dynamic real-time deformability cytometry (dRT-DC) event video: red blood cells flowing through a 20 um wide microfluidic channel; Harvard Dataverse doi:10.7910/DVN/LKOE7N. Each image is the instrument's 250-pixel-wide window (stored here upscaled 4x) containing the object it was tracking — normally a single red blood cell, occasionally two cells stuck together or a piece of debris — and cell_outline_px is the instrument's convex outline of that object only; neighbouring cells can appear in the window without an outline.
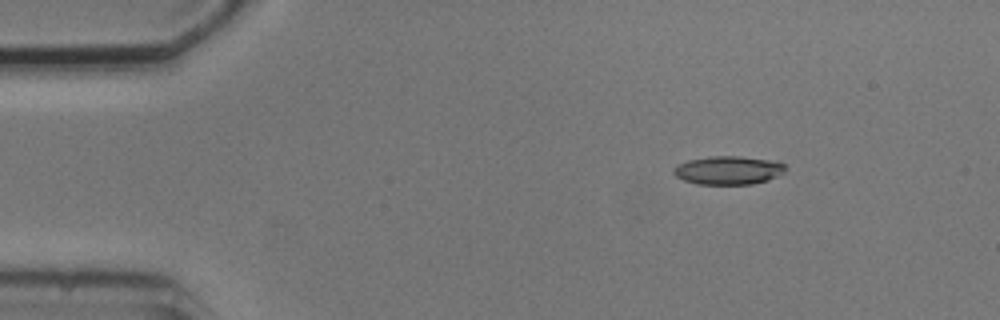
{"species": "common noctule bat (a hibernating species)", "species_latin": "Nyctalus noctula", "temperature_condition": "cold", "stored_images_in_passage": 6, "camera_frame_rate_fps": 3000, "um_per_image_px": 0.085, "animal": {"sex": "male", "body_mass_g": 20.5, "forearm_length_mm": 52.5}, "frame": {"image": 1, "passage_image": 3, "time_ms": 2.333, "image_size_px": [1000, 320], "cell_outline_px": [[784, 172], [768, 180], [752, 184], [696, 184], [684, 180], [676, 176], [672, 172], [680, 164], [688, 160], [708, 156], [740, 156], [768, 160], [784, 164]], "centroid_in_image_um": [61.88, 14.47], "position_along_channel_um": 23.1, "area_um2": 18.26}}
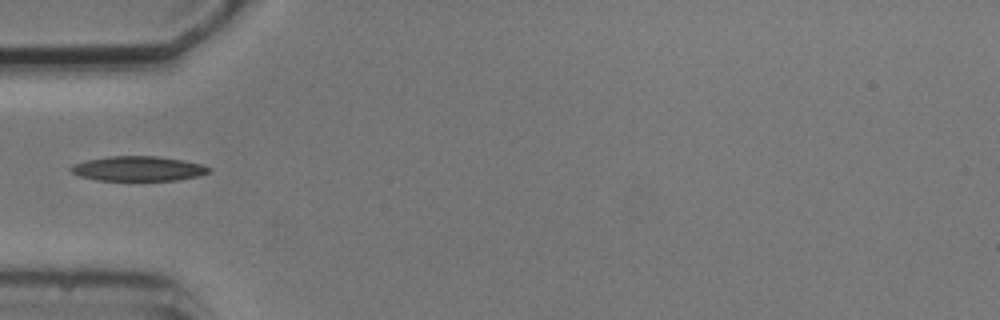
{"frame": {"image": 2, "passage_image": 6, "time_ms": 5.667, "image_size_px": [1000, 320], "cell_outline_px": [[212, 168], [208, 172], [200, 176], [176, 180], [96, 180], [80, 176], [72, 172], [68, 168], [72, 164], [88, 160], [108, 156], [156, 156], [184, 160], [200, 164]], "centroid_in_image_um": [11.74, 14.33], "position_along_channel_um": 73.3, "area_um2": 19.88}}